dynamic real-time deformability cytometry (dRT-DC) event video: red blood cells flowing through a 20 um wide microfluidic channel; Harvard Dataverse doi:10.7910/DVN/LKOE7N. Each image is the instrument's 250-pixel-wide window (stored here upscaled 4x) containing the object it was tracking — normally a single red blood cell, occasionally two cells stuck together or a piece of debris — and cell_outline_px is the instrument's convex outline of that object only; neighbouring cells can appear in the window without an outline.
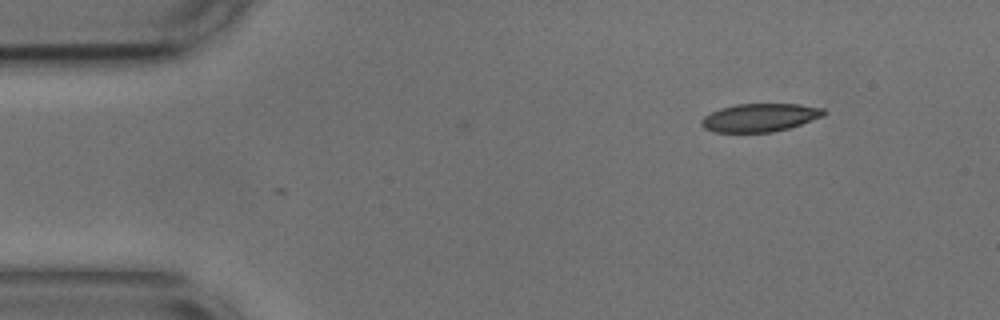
{"species": "common noctule bat (a hibernating species)", "species_latin": "Nyctalus noctula", "temperature_condition": "cold", "stored_images_in_passage": 3, "camera_frame_rate_fps": 3000, "um_per_image_px": 0.085, "animal": {"sex": "male", "body_mass_g": 17.9, "forearm_length_mm": 54.2}, "frame": {"image": 1, "passage_image": 1, "time_ms": 0.0, "image_size_px": [1000, 320], "cell_outline_px": [[828, 112], [824, 116], [788, 128], [772, 132], [712, 132], [704, 128], [700, 124], [700, 120], [704, 116], [720, 108], [736, 104], [800, 104], [824, 108]], "centroid_in_image_um": [64.59, 9.99], "position_along_channel_um": 20.4, "area_um2": 20.17}}